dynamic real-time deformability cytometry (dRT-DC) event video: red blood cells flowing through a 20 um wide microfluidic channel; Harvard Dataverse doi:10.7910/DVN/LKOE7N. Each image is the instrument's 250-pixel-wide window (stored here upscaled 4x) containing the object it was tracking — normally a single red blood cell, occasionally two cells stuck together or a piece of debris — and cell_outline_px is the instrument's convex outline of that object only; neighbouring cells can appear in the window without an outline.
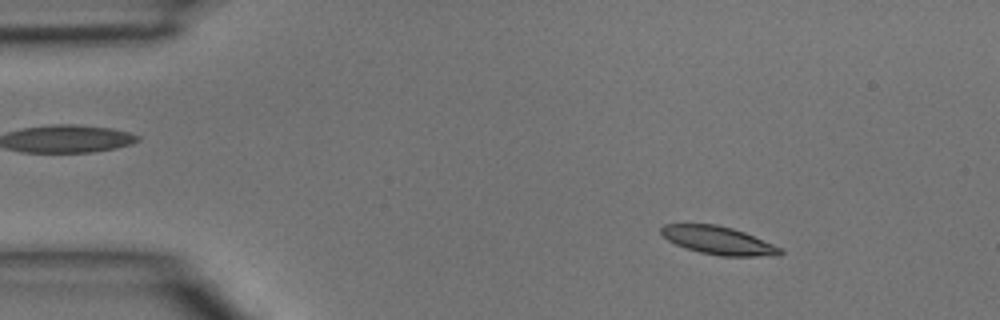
{"species": "common noctule bat (a hibernating species)", "species_latin": "Nyctalus noctula", "temperature_condition": "room temperature", "stored_images_in_passage": 48, "camera_frame_rate_fps": 3000, "um_per_image_px": 0.085, "animal": {"sex": "male", "body_mass_g": 15.6}, "frame": {"image": 1, "passage_image": 7, "time_ms": 2.0, "image_size_px": [1000, 320], "cell_outline_px": [[784, 252], [780, 256], [720, 256], [700, 252], [676, 244], [668, 240], [660, 232], [660, 228], [664, 224], [716, 224], [732, 228], [744, 232], [772, 244], [780, 248]], "centroid_in_image_um": [61.07, 20.44], "position_along_channel_um": 23.9, "area_um2": 19.31}}
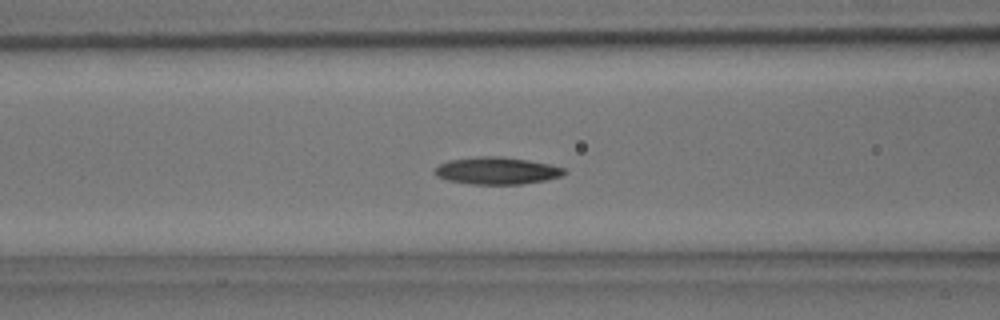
{"frame": {"image": 2, "passage_image": 19, "time_ms": 6.0, "image_size_px": [1000, 320], "cell_outline_px": [[568, 172], [560, 176], [544, 180], [520, 184], [472, 184], [448, 180], [436, 176], [432, 172], [440, 164], [448, 160], [476, 156], [500, 156], [528, 160], [548, 164], [564, 168]], "centroid_in_image_um": [42.19, 14.5], "position_along_channel_um": 124.4, "area_um2": 20.46}}
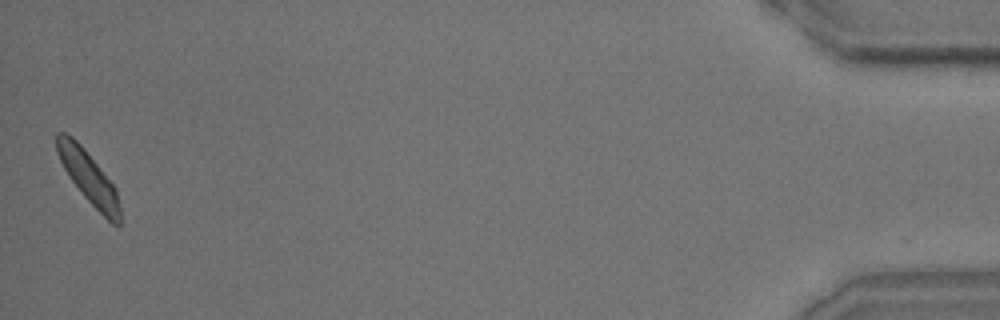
{"frame": {"image": 3, "passage_image": 47, "time_ms": 15.333, "image_size_px": [1000, 320], "cell_outline_px": [[120, 228], [112, 224], [84, 196], [68, 176], [56, 152], [56, 132], [64, 132], [72, 136], [84, 148], [116, 188], [120, 208]], "centroid_in_image_um": [7.52, 15.07], "position_along_channel_um": 427.7, "area_um2": 19.02}}